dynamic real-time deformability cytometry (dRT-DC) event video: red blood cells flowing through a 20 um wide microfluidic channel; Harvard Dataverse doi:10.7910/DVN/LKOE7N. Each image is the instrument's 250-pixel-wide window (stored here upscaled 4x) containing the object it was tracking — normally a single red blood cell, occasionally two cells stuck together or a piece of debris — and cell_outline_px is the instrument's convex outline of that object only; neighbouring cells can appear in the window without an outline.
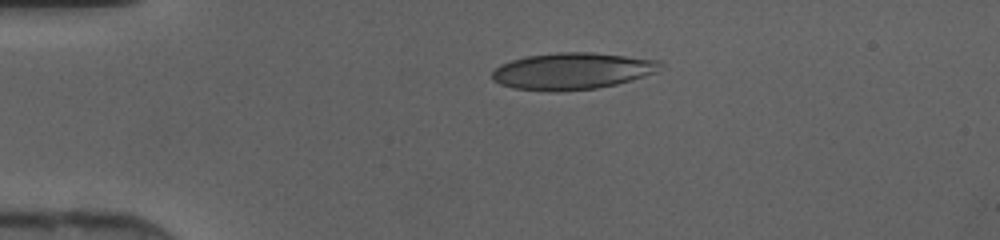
{"species": "human", "species_latin": "Homo sapiens", "temperature_condition": "cold", "stored_images_in_passage": 37, "camera_frame_rate_fps": 3000, "um_per_image_px": 0.085, "donor": {"sex": "female"}, "frame": {"image": 1, "passage_image": 1, "time_ms": 0.0, "image_size_px": [1000, 240], "cell_outline_px": [[660, 64], [656, 72], [616, 84], [596, 88], [556, 92], [512, 88], [500, 84], [492, 80], [492, 72], [500, 64], [512, 60], [528, 56], [556, 52], [592, 52], [660, 60]], "centroid_in_image_um": [48.59, 6.04], "position_along_channel_um": 36.4, "area_um2": 35.78}}
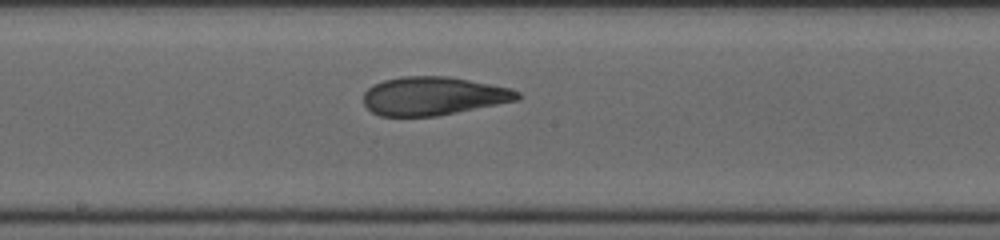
{"frame": {"image": 2, "passage_image": 16, "time_ms": 5.0, "image_size_px": [1000, 240], "cell_outline_px": [[524, 96], [520, 100], [436, 116], [380, 116], [372, 112], [364, 104], [364, 92], [372, 84], [384, 80], [404, 76], [448, 76], [508, 88], [520, 92]], "centroid_in_image_um": [36.83, 8.16], "position_along_channel_um": 211.4, "area_um2": 34.45}}
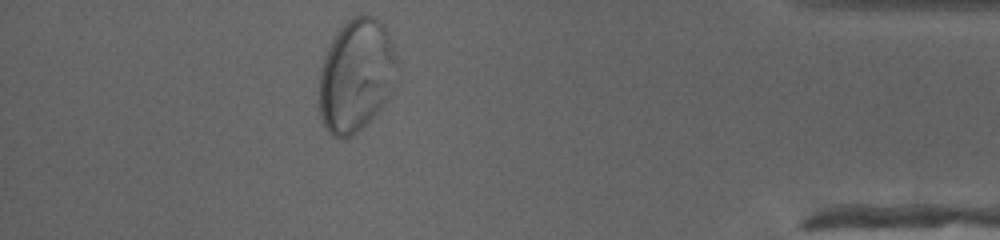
{"frame": {"image": 3, "passage_image": 32, "time_ms": 10.333, "image_size_px": [1000, 240], "cell_outline_px": [[396, 64], [384, 104], [352, 136], [344, 140], [340, 140], [332, 136], [324, 128], [320, 116], [320, 72], [324, 56], [336, 32], [352, 16], [360, 12], [368, 12], [376, 16], [384, 24], [392, 40], [396, 56]], "centroid_in_image_um": [30.24, 6.36], "position_along_channel_um": 405.0, "area_um2": 51.04}}